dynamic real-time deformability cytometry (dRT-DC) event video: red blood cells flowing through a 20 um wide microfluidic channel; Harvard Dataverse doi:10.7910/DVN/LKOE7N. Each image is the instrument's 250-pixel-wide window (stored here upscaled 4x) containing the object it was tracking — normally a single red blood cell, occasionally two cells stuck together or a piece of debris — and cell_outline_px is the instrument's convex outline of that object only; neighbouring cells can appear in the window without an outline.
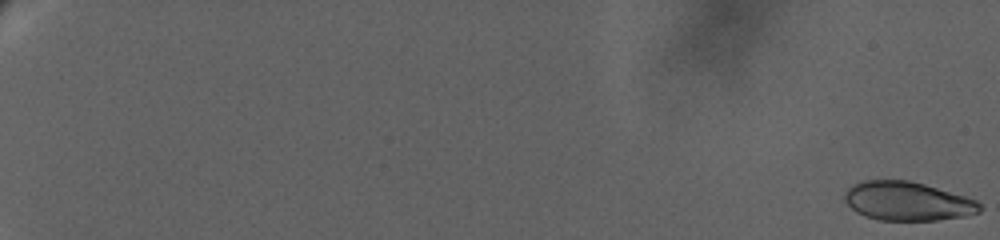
{"species": "human", "species_latin": "Homo sapiens", "temperature_condition": "warm", "stored_images_in_passage": 14, "camera_frame_rate_fps": 3000, "um_per_image_px": 0.085, "donor": {"sex": "female"}, "frame": {"image": 1, "passage_image": 1, "time_ms": 0.0, "image_size_px": [1000, 240], "cell_outline_px": [[980, 212], [964, 216], [936, 220], [880, 220], [864, 216], [856, 212], [844, 200], [844, 196], [848, 188], [852, 184], [864, 180], [908, 180], [924, 184], [964, 196], [976, 200], [980, 204]], "centroid_in_image_um": [77.1, 17.1], "position_along_channel_um": 7.9, "area_um2": 30.4}}
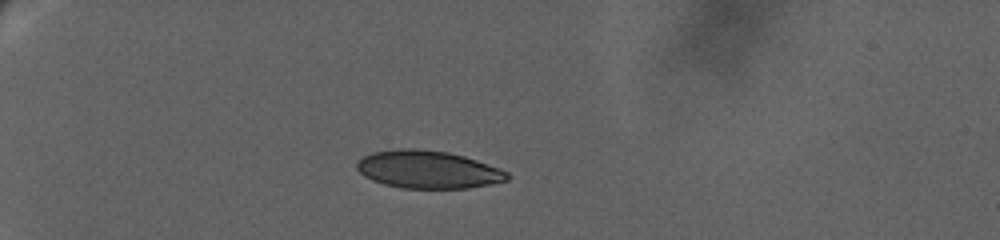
{"frame": {"image": 2, "passage_image": 10, "time_ms": 8.333, "image_size_px": [1000, 240], "cell_outline_px": [[512, 176], [508, 180], [468, 188], [400, 188], [384, 184], [372, 180], [364, 176], [356, 168], [356, 164], [364, 156], [372, 152], [400, 148], [412, 148], [448, 152], [464, 156], [500, 168], [508, 172]], "centroid_in_image_um": [36.38, 14.41], "position_along_channel_um": 48.6, "area_um2": 33.06}}
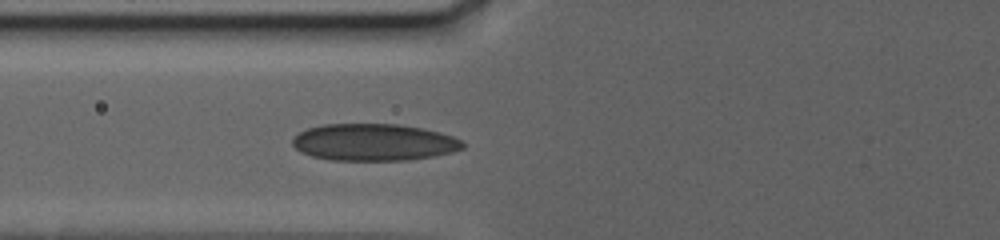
{"frame": {"image": 3, "passage_image": 14, "time_ms": 11.667, "image_size_px": [1000, 240], "cell_outline_px": [[464, 148], [452, 152], [432, 156], [408, 160], [332, 160], [312, 156], [300, 152], [292, 144], [292, 140], [300, 132], [308, 128], [324, 124], [396, 124], [424, 128], [440, 132], [452, 136], [460, 140], [464, 144]], "centroid_in_image_um": [31.78, 12.09], "position_along_channel_um": 94.0, "area_um2": 36.59}}